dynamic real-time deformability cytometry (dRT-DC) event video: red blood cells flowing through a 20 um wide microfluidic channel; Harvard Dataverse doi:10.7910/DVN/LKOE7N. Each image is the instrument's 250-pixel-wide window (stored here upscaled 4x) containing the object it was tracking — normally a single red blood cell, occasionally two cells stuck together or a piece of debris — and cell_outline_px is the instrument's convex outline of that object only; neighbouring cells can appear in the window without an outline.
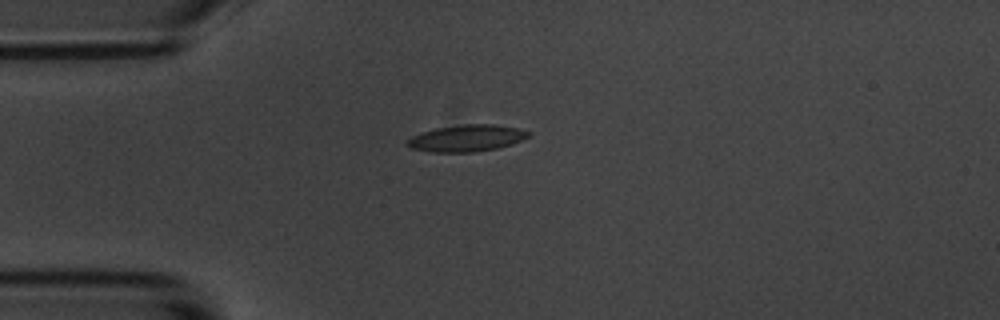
{"species": "common noctule bat (a hibernating species)", "species_latin": "Nyctalus noctula", "temperature_condition": "room temperature", "stored_images_in_passage": 43, "camera_frame_rate_fps": 3000, "um_per_image_px": 0.085, "animal": {"sex": "male", "body_mass_g": 20.1, "forearm_length_mm": 53.5}, "frame": {"image": 1, "passage_image": 1, "time_ms": 0.0, "image_size_px": [1000, 320], "cell_outline_px": [[532, 136], [524, 140], [512, 144], [496, 148], [472, 152], [432, 152], [412, 148], [404, 144], [412, 136], [436, 128], [464, 124], [496, 124], [520, 128], [532, 132]], "centroid_in_image_um": [39.75, 11.74], "position_along_channel_um": 45.3, "area_um2": 18.96}}
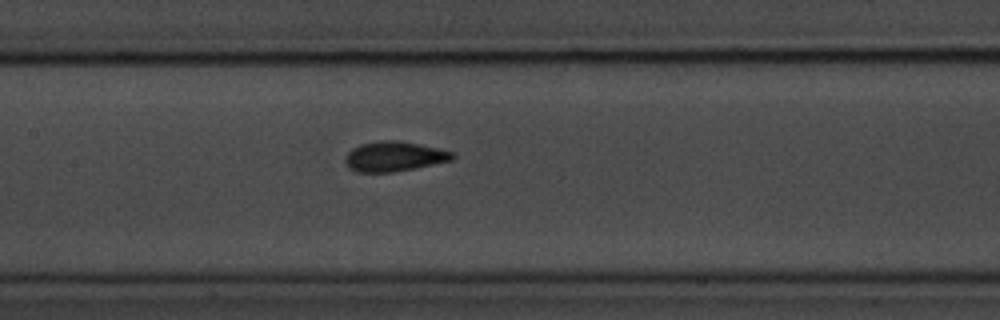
{"frame": {"image": 2, "passage_image": 13, "time_ms": 4.0, "image_size_px": [1000, 320], "cell_outline_px": [[456, 160], [416, 168], [392, 172], [356, 172], [348, 168], [344, 160], [348, 152], [352, 148], [360, 144], [384, 140], [396, 140], [440, 148], [452, 152], [456, 156]], "centroid_in_image_um": [33.53, 13.3], "position_along_channel_um": 173.9, "area_um2": 18.9}}
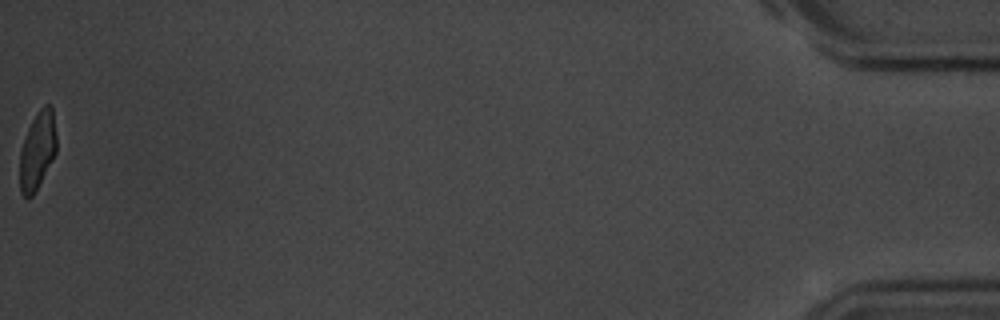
{"frame": {"image": 3, "passage_image": 43, "time_ms": 14.0, "image_size_px": [1000, 320], "cell_outline_px": [[56, 152], [36, 192], [28, 200], [20, 192], [20, 152], [28, 128], [32, 120], [40, 108], [44, 104], [52, 104], [56, 136]], "centroid_in_image_um": [3.18, 12.81], "position_along_channel_um": 432.0, "area_um2": 16.7}, "authors_computed_cell_mechanics": {"area_um2": 18.1492, "velocity_mm_per_s": 3.5903, "shape_relaxation_time_tau1_ms": 2.7864, "shape_relaxation_time_tau2_ms": 0.7601, "deformation_change_tau1": 0.1367, "deformation_change_tau2": 0.0449}}